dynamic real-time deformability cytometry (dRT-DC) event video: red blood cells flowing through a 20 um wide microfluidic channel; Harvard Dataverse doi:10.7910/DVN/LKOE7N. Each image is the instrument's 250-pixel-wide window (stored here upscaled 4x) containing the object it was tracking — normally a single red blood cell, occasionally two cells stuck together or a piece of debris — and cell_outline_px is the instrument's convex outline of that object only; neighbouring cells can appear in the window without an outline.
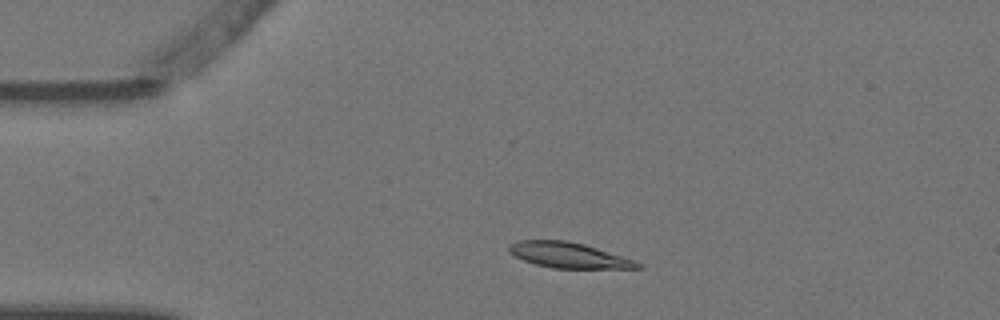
{"species": "Egyptian fruit bat (a non-hibernating species)", "species_latin": "Rousettus aegyptiacus", "temperature_condition": "warm", "stored_images_in_passage": 2, "camera_frame_rate_fps": 3000, "um_per_image_px": 0.085, "animal": {"sex": "female"}, "frame": {"image": 1, "passage_image": 2, "time_ms": 0.333, "image_size_px": [1000, 320], "cell_outline_px": [[644, 268], [552, 268], [536, 264], [524, 260], [508, 252], [508, 244], [516, 240], [564, 240], [584, 244], [636, 260], [644, 264]], "centroid_in_image_um": [48.35, 21.69], "position_along_channel_um": 36.6, "area_um2": 19.19}}